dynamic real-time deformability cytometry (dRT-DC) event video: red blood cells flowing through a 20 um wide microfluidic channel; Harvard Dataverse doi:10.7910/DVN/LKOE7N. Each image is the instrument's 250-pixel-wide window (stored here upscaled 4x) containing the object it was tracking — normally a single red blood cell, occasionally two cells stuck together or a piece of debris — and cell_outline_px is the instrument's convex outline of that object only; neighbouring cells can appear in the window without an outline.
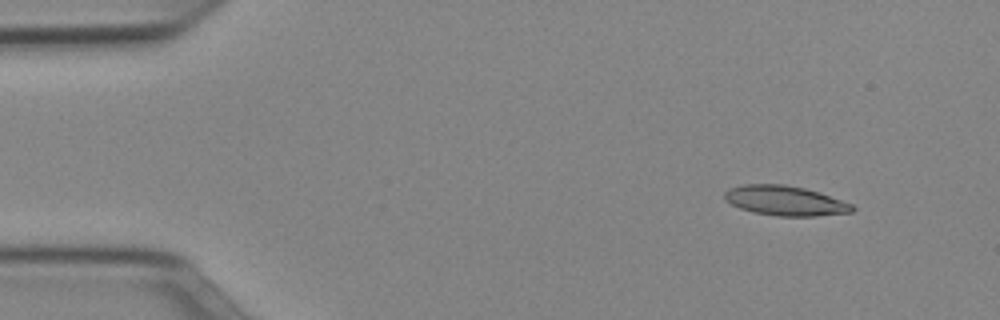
{"species": "Egyptian fruit bat (a non-hibernating species)", "species_latin": "Rousettus aegyptiacus", "temperature_condition": "cold", "stored_images_in_passage": 46, "camera_frame_rate_fps": 3000, "um_per_image_px": 0.085, "animal": {"sex": "female"}, "frame": {"image": 1, "passage_image": 1, "time_ms": 0.0, "image_size_px": [1000, 320], "cell_outline_px": [[856, 208], [852, 212], [816, 216], [780, 216], [752, 212], [740, 208], [724, 200], [724, 192], [728, 188], [744, 184], [784, 184], [804, 188], [852, 204]], "centroid_in_image_um": [66.69, 17.06], "position_along_channel_um": 18.3, "area_um2": 22.02}}
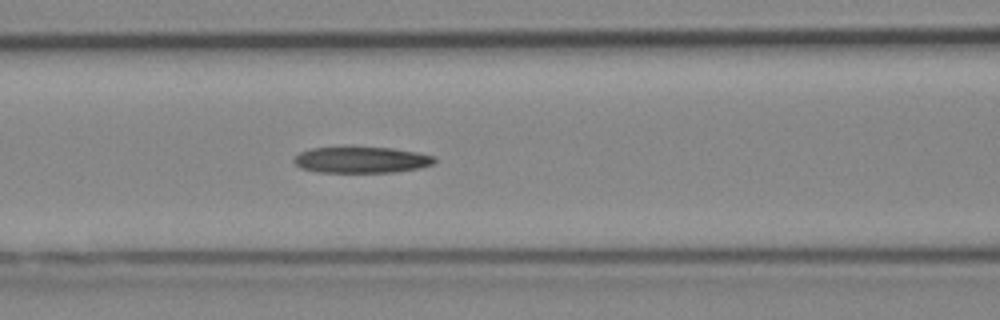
{"frame": {"image": 2, "passage_image": 17, "time_ms": 5.333, "image_size_px": [1000, 320], "cell_outline_px": [[436, 164], [420, 168], [392, 172], [316, 172], [300, 168], [292, 160], [300, 152], [312, 148], [352, 144], [392, 148], [416, 152], [436, 156]], "centroid_in_image_um": [30.71, 13.54], "position_along_channel_um": 135.9, "area_um2": 22.48}}
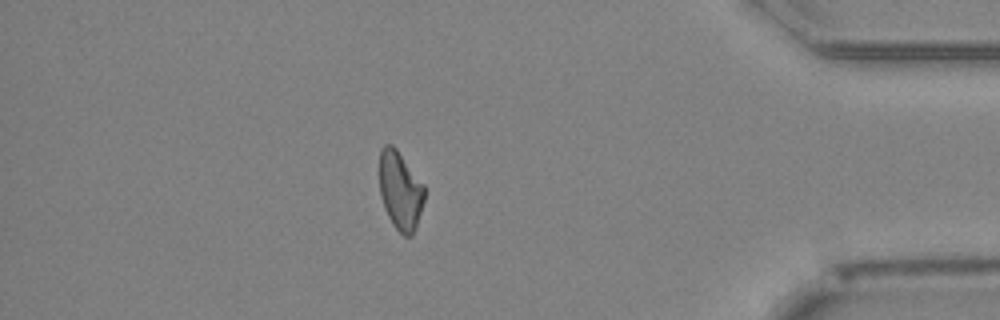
{"frame": {"image": 3, "passage_image": 40, "time_ms": 13.0, "image_size_px": [1000, 320], "cell_outline_px": [[424, 200], [412, 236], [404, 236], [392, 224], [384, 208], [380, 196], [380, 148], [384, 144], [392, 144], [396, 148], [424, 184]], "centroid_in_image_um": [34.01, 16.17], "position_along_channel_um": 401.2, "area_um2": 20.46}}